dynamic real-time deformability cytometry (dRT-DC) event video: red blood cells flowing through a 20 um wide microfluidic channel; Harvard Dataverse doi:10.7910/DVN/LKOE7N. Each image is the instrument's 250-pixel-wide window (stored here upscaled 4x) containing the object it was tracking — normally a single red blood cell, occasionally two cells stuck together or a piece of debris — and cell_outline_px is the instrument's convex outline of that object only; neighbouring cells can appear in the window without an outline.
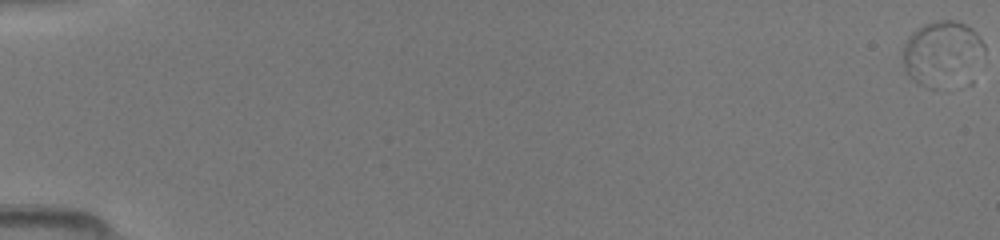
{"species": "common noctule bat (a hibernating species)", "species_latin": "Nyctalus noctula", "temperature_condition": "room temperature", "stored_images_in_passage": 31, "camera_frame_rate_fps": 3000, "um_per_image_px": 0.085, "animal": {"sex": "female", "body_mass_g": 19.5, "forearm_length_mm": 54.1}, "frame": {"image": 1, "passage_image": 1, "time_ms": 0.0, "image_size_px": [1000, 240], "cell_outline_px": [[984, 48], [936, 88], [928, 88], [912, 80], [904, 72], [900, 56], [904, 44], [908, 36], [912, 32], [928, 24], [944, 20], [952, 20], [964, 24], [972, 28], [976, 32], [984, 44]], "centroid_in_image_um": [79.8, 4.39], "position_along_channel_um": 5.2, "area_um2": 27.63}}
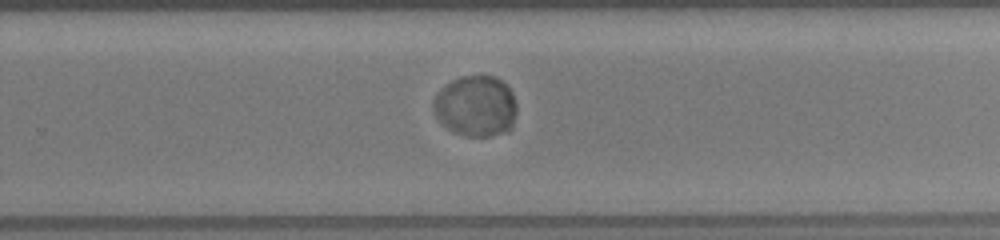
{"frame": {"image": 2, "passage_image": 18, "time_ms": 5.667, "image_size_px": [1000, 240], "cell_outline_px": [[516, 112], [512, 128], [508, 132], [488, 136], [468, 136], [452, 132], [436, 116], [432, 108], [432, 104], [436, 96], [452, 80], [460, 76], [496, 76], [512, 92], [516, 104]], "centroid_in_image_um": [40.47, 9.03], "position_along_channel_um": 289.3, "area_um2": 29.42}}
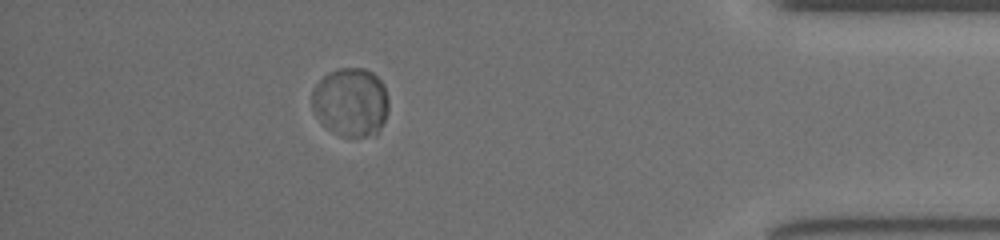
{"frame": {"image": 3, "passage_image": 27, "time_ms": 8.667, "image_size_px": [1000, 240], "cell_outline_px": [[388, 108], [384, 120], [376, 136], [340, 136], [324, 128], [312, 108], [312, 92], [316, 84], [328, 72], [336, 68], [364, 68], [372, 72], [384, 84], [388, 100]], "centroid_in_image_um": [29.8, 8.69], "position_along_channel_um": 405.4, "area_um2": 30.98}}